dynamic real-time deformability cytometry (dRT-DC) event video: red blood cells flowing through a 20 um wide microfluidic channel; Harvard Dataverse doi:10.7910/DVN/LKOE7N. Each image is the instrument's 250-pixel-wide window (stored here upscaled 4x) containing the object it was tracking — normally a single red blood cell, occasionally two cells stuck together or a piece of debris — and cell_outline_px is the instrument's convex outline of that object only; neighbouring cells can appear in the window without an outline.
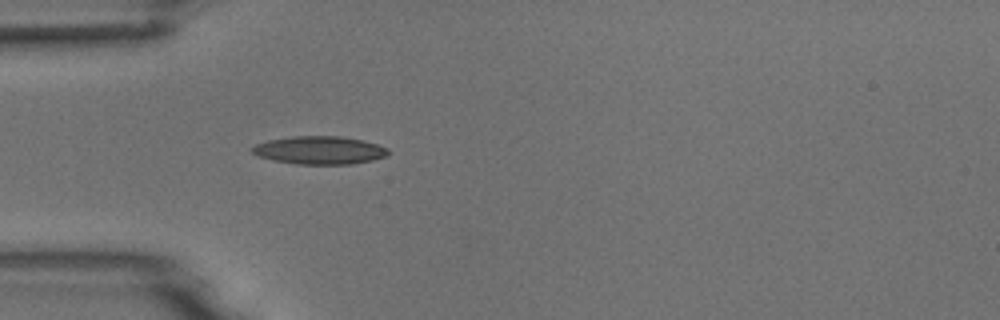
{"species": "common noctule bat (a hibernating species)", "species_latin": "Nyctalus noctula", "temperature_condition": "room temperature", "stored_images_in_passage": 1, "camera_frame_rate_fps": 3000, "um_per_image_px": 0.085, "animal": {"sex": "male", "body_mass_g": 18.8}, "frame": {"image": 1, "passage_image": 1, "time_ms": 0.0, "image_size_px": [1000, 320], "cell_outline_px": [[388, 156], [372, 160], [352, 164], [296, 164], [272, 160], [256, 156], [248, 148], [256, 144], [268, 140], [292, 136], [340, 136], [364, 140], [388, 148]], "centroid_in_image_um": [27.13, 12.77], "position_along_channel_um": 57.9, "area_um2": 22.43}}